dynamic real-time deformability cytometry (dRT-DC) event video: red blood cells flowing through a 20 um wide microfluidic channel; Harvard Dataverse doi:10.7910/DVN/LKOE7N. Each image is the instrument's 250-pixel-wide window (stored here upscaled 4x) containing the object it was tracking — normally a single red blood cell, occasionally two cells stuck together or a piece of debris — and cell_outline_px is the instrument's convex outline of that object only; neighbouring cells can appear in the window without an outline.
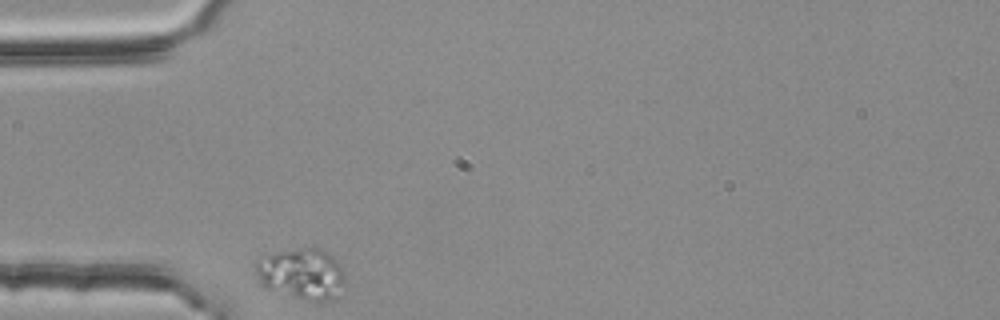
{"species": "common noctule bat (a hibernating species)", "species_latin": "Nyctalus noctula", "temperature_condition": "room temperature", "stored_images_in_passage": 32, "camera_frame_rate_fps": 3000, "um_per_image_px": 0.085, "animal": {"sex": "female", "body_mass_g": 25.1}, "frame": {"image": 1, "passage_image": 1, "time_ms": 0.0, "image_size_px": [1000, 320], "cell_outline_px": [[344, 280], [340, 296], [336, 300], [308, 300], [264, 288], [256, 272], [256, 260], [276, 252], [308, 248], [320, 248], [328, 252], [336, 260], [344, 276]], "centroid_in_image_um": [25.67, 23.29], "position_along_channel_um": 59.3, "area_um2": 26.24}}
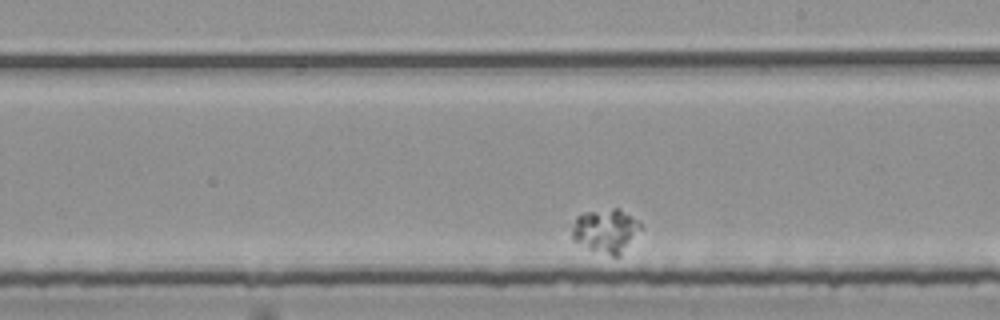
{"frame": {"image": 2, "passage_image": 19, "time_ms": 6.0, "image_size_px": [1000, 320], "cell_outline_px": [[640, 228], [620, 256], [612, 256], [588, 248], [572, 240], [572, 228], [576, 216], [584, 212], [612, 208], [620, 208], [636, 220], [640, 224]], "centroid_in_image_um": [51.44, 19.6], "position_along_channel_um": 237.6, "area_um2": 17.22}}
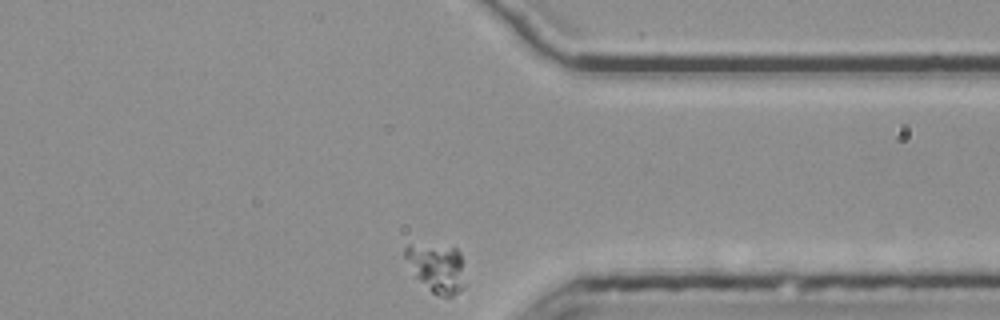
{"frame": {"image": 3, "passage_image": 32, "time_ms": 10.333, "image_size_px": [1000, 320], "cell_outline_px": [[464, 288], [452, 296], [440, 296], [432, 292], [416, 276], [404, 256], [404, 248], [408, 244], [456, 248], [460, 252]], "centroid_in_image_um": [37.11, 22.77], "position_along_channel_um": 374.3, "area_um2": 16.42}}